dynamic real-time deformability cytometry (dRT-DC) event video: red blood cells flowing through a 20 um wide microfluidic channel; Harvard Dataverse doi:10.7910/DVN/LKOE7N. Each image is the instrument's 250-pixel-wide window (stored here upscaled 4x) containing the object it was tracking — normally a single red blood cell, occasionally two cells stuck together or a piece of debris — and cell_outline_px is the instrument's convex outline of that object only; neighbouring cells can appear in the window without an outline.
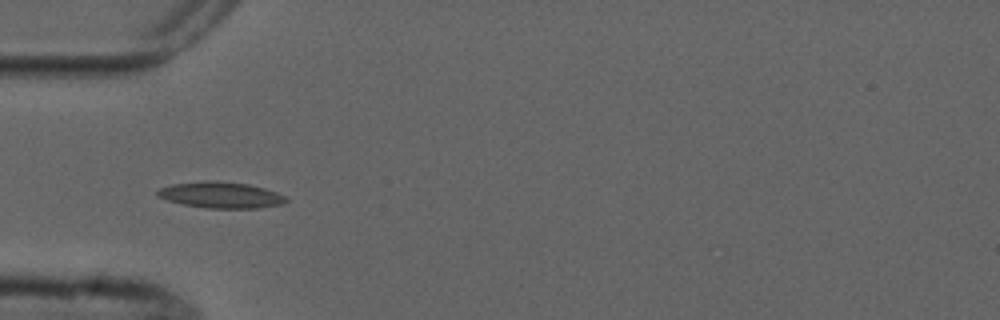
{"species": "common noctule bat (a hibernating species)", "species_latin": "Nyctalus noctula", "temperature_condition": "cold", "stored_images_in_passage": 8, "camera_frame_rate_fps": 3000, "um_per_image_px": 0.085, "animal": {"sex": "male", "forearm_length_mm": 52.5}, "frame": {"image": 1, "passage_image": 3, "time_ms": 6.0, "image_size_px": [1000, 320], "cell_outline_px": [[288, 200], [284, 204], [260, 208], [204, 208], [180, 204], [156, 196], [156, 192], [160, 188], [172, 184], [204, 180], [248, 184], [264, 188], [276, 192], [284, 196]], "centroid_in_image_um": [18.75, 16.58], "position_along_channel_um": 66.3, "area_um2": 19.65}}
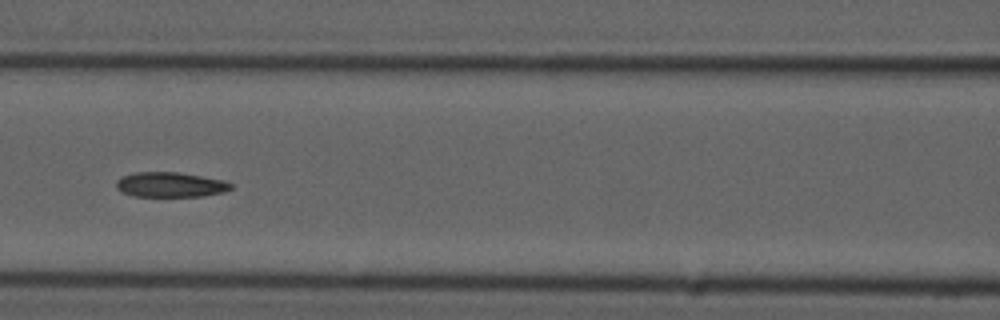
{"frame": {"image": 2, "passage_image": 5, "time_ms": 8.333, "image_size_px": [1000, 320], "cell_outline_px": [[232, 188], [224, 192], [204, 196], [136, 196], [124, 192], [116, 188], [116, 180], [120, 176], [136, 172], [176, 172], [224, 180], [232, 184]], "centroid_in_image_um": [14.47, 15.69], "position_along_channel_um": 152.1, "area_um2": 16.59}}
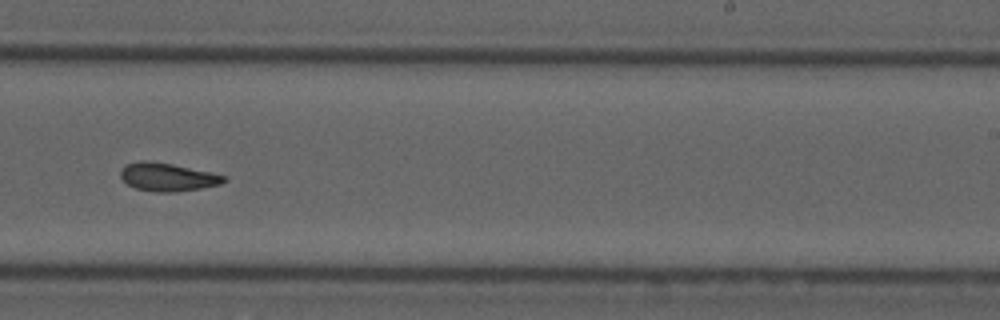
{"frame": {"image": 3, "passage_image": 8, "time_ms": 11.667, "image_size_px": [1000, 320], "cell_outline_px": [[228, 180], [220, 184], [200, 188], [176, 192], [156, 192], [136, 188], [128, 184], [120, 176], [120, 168], [124, 164], [140, 160], [148, 160], [172, 164], [228, 176]], "centroid_in_image_um": [14.22, 15.03], "position_along_channel_um": 274.8, "area_um2": 17.05}}